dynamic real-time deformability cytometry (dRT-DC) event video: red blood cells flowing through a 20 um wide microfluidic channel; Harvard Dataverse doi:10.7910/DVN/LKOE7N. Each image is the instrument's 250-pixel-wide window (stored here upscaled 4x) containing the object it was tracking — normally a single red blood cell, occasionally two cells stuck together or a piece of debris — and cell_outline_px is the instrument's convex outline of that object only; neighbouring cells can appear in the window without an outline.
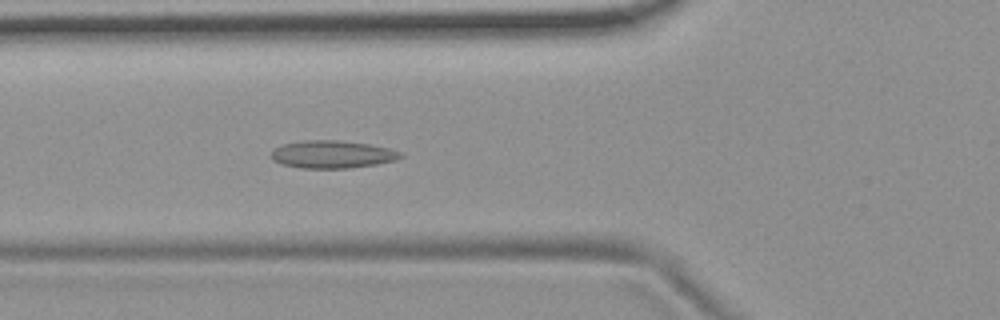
{"species": "common noctule bat (a hibernating species)", "species_latin": "Nyctalus noctula", "temperature_condition": "room temperature", "stored_images_in_passage": 5, "camera_frame_rate_fps": 3000, "um_per_image_px": 0.085, "animal": {"sex": "female", "body_mass_g": 19.9}, "frame": {"image": 1, "passage_image": 5, "time_ms": 1.333, "image_size_px": [1000, 320], "cell_outline_px": [[404, 156], [396, 160], [376, 164], [348, 168], [300, 168], [280, 164], [272, 160], [272, 148], [284, 144], [304, 140], [336, 140], [368, 144], [388, 148], [400, 152]], "centroid_in_image_um": [28.21, 13.12], "position_along_channel_um": 97.6, "area_um2": 20.81}}